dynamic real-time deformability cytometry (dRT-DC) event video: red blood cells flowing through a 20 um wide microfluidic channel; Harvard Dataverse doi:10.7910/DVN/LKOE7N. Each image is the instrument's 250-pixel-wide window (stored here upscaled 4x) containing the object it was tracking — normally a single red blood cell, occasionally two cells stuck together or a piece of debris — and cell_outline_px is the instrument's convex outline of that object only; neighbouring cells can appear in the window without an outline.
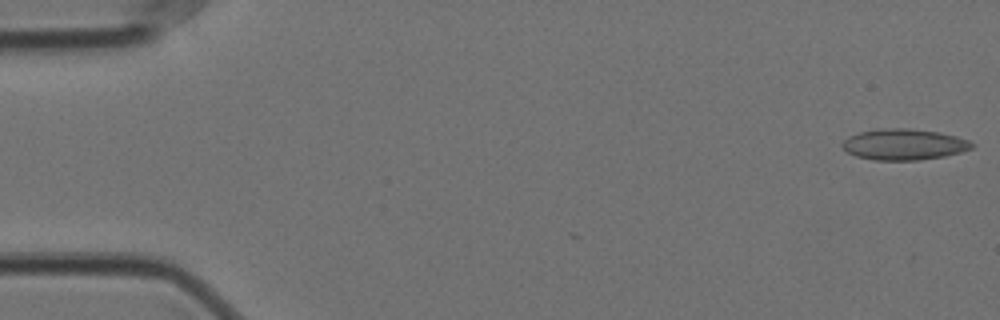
{"species": "Egyptian fruit bat (a non-hibernating species)", "species_latin": "Rousettus aegyptiacus", "temperature_condition": "cold", "stored_images_in_passage": 6, "camera_frame_rate_fps": 3000, "um_per_image_px": 0.085, "animal": {"sex": "female"}, "frame": {"image": 1, "passage_image": 1, "time_ms": 0.0, "image_size_px": [1000, 320], "cell_outline_px": [[976, 144], [972, 148], [960, 152], [944, 156], [920, 160], [872, 160], [856, 156], [848, 152], [840, 144], [848, 136], [860, 132], [876, 128], [912, 128], [940, 132], [956, 136], [968, 140]], "centroid_in_image_um": [76.83, 12.26], "position_along_channel_um": 8.2, "area_um2": 23.64}}